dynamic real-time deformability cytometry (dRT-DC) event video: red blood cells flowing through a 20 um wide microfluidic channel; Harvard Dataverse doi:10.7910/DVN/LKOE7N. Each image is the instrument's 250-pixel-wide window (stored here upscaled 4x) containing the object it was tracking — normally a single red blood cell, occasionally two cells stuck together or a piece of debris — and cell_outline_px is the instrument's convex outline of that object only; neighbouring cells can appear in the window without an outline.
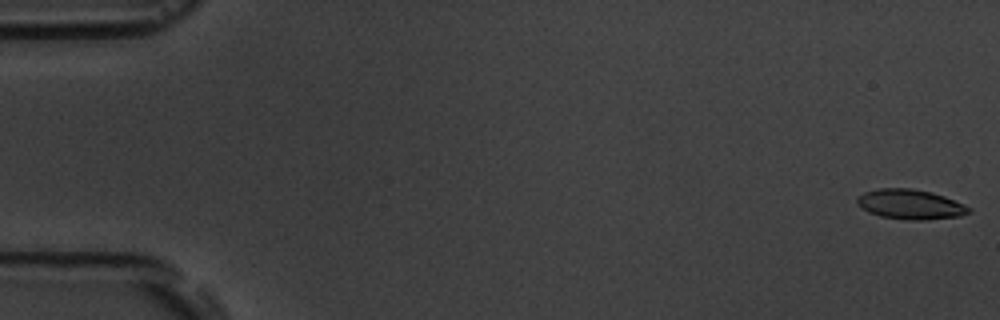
{"species": "common noctule bat (a hibernating species)", "species_latin": "Nyctalus noctula", "temperature_condition": "room temperature", "stored_images_in_passage": 12, "camera_frame_rate_fps": 3000, "um_per_image_px": 0.085, "animal": {"sex": "male", "body_mass_g": 19.5, "forearm_length_mm": 54.6}, "frame": {"image": 1, "passage_image": 1, "time_ms": 0.0, "image_size_px": [1000, 320], "cell_outline_px": [[972, 212], [960, 216], [924, 220], [908, 220], [880, 216], [868, 212], [856, 204], [856, 200], [864, 192], [880, 188], [912, 188], [932, 192], [944, 196], [964, 204], [972, 208]], "centroid_in_image_um": [77.4, 17.37], "position_along_channel_um": 7.6, "area_um2": 19.54}}
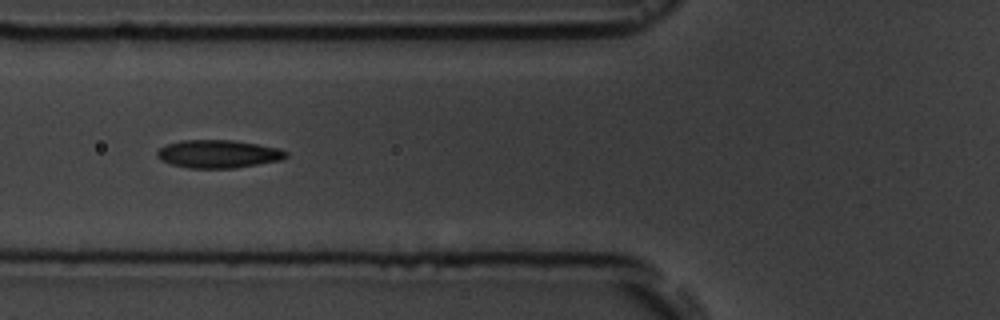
{"frame": {"image": 2, "passage_image": 7, "time_ms": 6.667, "image_size_px": [1000, 320], "cell_outline_px": [[288, 156], [284, 160], [236, 168], [188, 168], [172, 164], [160, 160], [156, 156], [156, 152], [160, 148], [168, 144], [180, 140], [232, 140], [280, 148], [288, 152]], "centroid_in_image_um": [18.59, 13.09], "position_along_channel_um": 107.2, "area_um2": 21.21}}
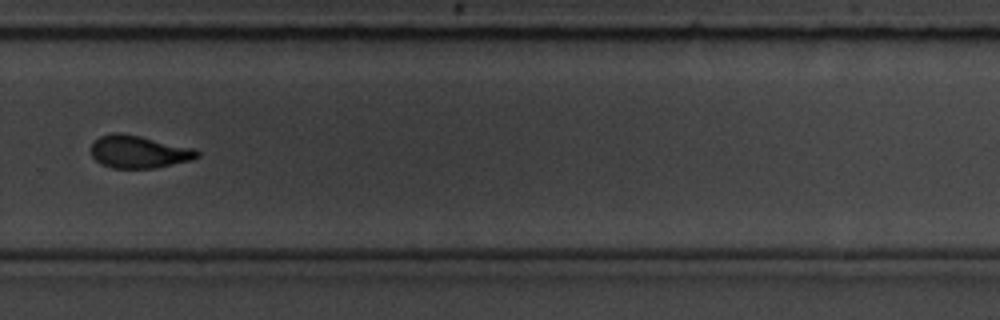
{"frame": {"image": 3, "passage_image": 12, "time_ms": 12.333, "image_size_px": [1000, 320], "cell_outline_px": [[200, 156], [192, 160], [156, 168], [112, 168], [100, 164], [92, 156], [92, 144], [100, 136], [112, 132], [120, 132], [140, 136], [196, 148], [200, 152]], "centroid_in_image_um": [11.83, 12.9], "position_along_channel_um": 318.0, "area_um2": 20.35}}